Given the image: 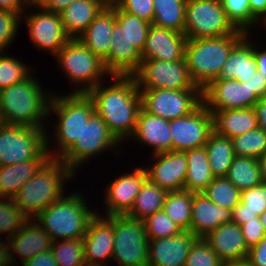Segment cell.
Returning <instances> with one entry per match:
<instances>
[{"label":"cell","instance_id":"7c38bea8","mask_svg":"<svg viewBox=\"0 0 266 266\" xmlns=\"http://www.w3.org/2000/svg\"><path fill=\"white\" fill-rule=\"evenodd\" d=\"M141 107L148 113L166 120L189 115L202 103V89H143Z\"/></svg>","mask_w":266,"mask_h":266},{"label":"cell","instance_id":"ee69618b","mask_svg":"<svg viewBox=\"0 0 266 266\" xmlns=\"http://www.w3.org/2000/svg\"><path fill=\"white\" fill-rule=\"evenodd\" d=\"M27 220L11 198L0 197V235L14 236Z\"/></svg>","mask_w":266,"mask_h":266},{"label":"cell","instance_id":"4dcf8cb0","mask_svg":"<svg viewBox=\"0 0 266 266\" xmlns=\"http://www.w3.org/2000/svg\"><path fill=\"white\" fill-rule=\"evenodd\" d=\"M187 159V173L184 189L202 193L214 180L209 157L204 146L183 151Z\"/></svg>","mask_w":266,"mask_h":266},{"label":"cell","instance_id":"4fadbf2b","mask_svg":"<svg viewBox=\"0 0 266 266\" xmlns=\"http://www.w3.org/2000/svg\"><path fill=\"white\" fill-rule=\"evenodd\" d=\"M34 8L37 11H33ZM22 21L35 49L49 52L51 56H55L71 39L65 32L60 14L47 11L42 6H28L21 15Z\"/></svg>","mask_w":266,"mask_h":266},{"label":"cell","instance_id":"db71d44e","mask_svg":"<svg viewBox=\"0 0 266 266\" xmlns=\"http://www.w3.org/2000/svg\"><path fill=\"white\" fill-rule=\"evenodd\" d=\"M258 217L255 212L245 209V205L241 202L231 211V222L239 226Z\"/></svg>","mask_w":266,"mask_h":266},{"label":"cell","instance_id":"bcb514c9","mask_svg":"<svg viewBox=\"0 0 266 266\" xmlns=\"http://www.w3.org/2000/svg\"><path fill=\"white\" fill-rule=\"evenodd\" d=\"M224 262L204 238H198L186 257L184 266H224Z\"/></svg>","mask_w":266,"mask_h":266},{"label":"cell","instance_id":"2644e50d","mask_svg":"<svg viewBox=\"0 0 266 266\" xmlns=\"http://www.w3.org/2000/svg\"><path fill=\"white\" fill-rule=\"evenodd\" d=\"M262 27H264V28H262V30L266 29V22L262 25Z\"/></svg>","mask_w":266,"mask_h":266},{"label":"cell","instance_id":"e0dca14e","mask_svg":"<svg viewBox=\"0 0 266 266\" xmlns=\"http://www.w3.org/2000/svg\"><path fill=\"white\" fill-rule=\"evenodd\" d=\"M145 166L135 167L134 170L112 178L104 189L105 216L125 215L133 207L136 196L142 184L147 179Z\"/></svg>","mask_w":266,"mask_h":266},{"label":"cell","instance_id":"c3c4849f","mask_svg":"<svg viewBox=\"0 0 266 266\" xmlns=\"http://www.w3.org/2000/svg\"><path fill=\"white\" fill-rule=\"evenodd\" d=\"M240 202L245 209L255 212L258 216L266 210V184L241 191Z\"/></svg>","mask_w":266,"mask_h":266},{"label":"cell","instance_id":"3957f363","mask_svg":"<svg viewBox=\"0 0 266 266\" xmlns=\"http://www.w3.org/2000/svg\"><path fill=\"white\" fill-rule=\"evenodd\" d=\"M76 174L61 158L49 157L12 198L14 204L28 218H36L52 202L62 198L67 181Z\"/></svg>","mask_w":266,"mask_h":266},{"label":"cell","instance_id":"9a60e30c","mask_svg":"<svg viewBox=\"0 0 266 266\" xmlns=\"http://www.w3.org/2000/svg\"><path fill=\"white\" fill-rule=\"evenodd\" d=\"M213 131V114L202 103L189 115L170 120L172 151L205 146Z\"/></svg>","mask_w":266,"mask_h":266},{"label":"cell","instance_id":"2e32d148","mask_svg":"<svg viewBox=\"0 0 266 266\" xmlns=\"http://www.w3.org/2000/svg\"><path fill=\"white\" fill-rule=\"evenodd\" d=\"M203 104L213 114L219 110L254 107L260 99L246 82L217 78L202 90Z\"/></svg>","mask_w":266,"mask_h":266},{"label":"cell","instance_id":"be15d7a7","mask_svg":"<svg viewBox=\"0 0 266 266\" xmlns=\"http://www.w3.org/2000/svg\"><path fill=\"white\" fill-rule=\"evenodd\" d=\"M262 183L266 184V153L258 159Z\"/></svg>","mask_w":266,"mask_h":266},{"label":"cell","instance_id":"cb8c5ba5","mask_svg":"<svg viewBox=\"0 0 266 266\" xmlns=\"http://www.w3.org/2000/svg\"><path fill=\"white\" fill-rule=\"evenodd\" d=\"M138 144L149 147L151 154L172 151L170 121L146 112L138 113L136 128L130 137Z\"/></svg>","mask_w":266,"mask_h":266},{"label":"cell","instance_id":"f907efd6","mask_svg":"<svg viewBox=\"0 0 266 266\" xmlns=\"http://www.w3.org/2000/svg\"><path fill=\"white\" fill-rule=\"evenodd\" d=\"M246 245L251 248L257 245L266 235L259 217L240 225Z\"/></svg>","mask_w":266,"mask_h":266},{"label":"cell","instance_id":"d6a6232c","mask_svg":"<svg viewBox=\"0 0 266 266\" xmlns=\"http://www.w3.org/2000/svg\"><path fill=\"white\" fill-rule=\"evenodd\" d=\"M166 194L167 191L165 189L160 188L147 178L136 196L133 207L126 215L140 221L145 220L155 212L163 209Z\"/></svg>","mask_w":266,"mask_h":266},{"label":"cell","instance_id":"484cf974","mask_svg":"<svg viewBox=\"0 0 266 266\" xmlns=\"http://www.w3.org/2000/svg\"><path fill=\"white\" fill-rule=\"evenodd\" d=\"M229 222L230 210L214 204L203 193H193L190 232L198 238H204L220 225Z\"/></svg>","mask_w":266,"mask_h":266},{"label":"cell","instance_id":"83f0119b","mask_svg":"<svg viewBox=\"0 0 266 266\" xmlns=\"http://www.w3.org/2000/svg\"><path fill=\"white\" fill-rule=\"evenodd\" d=\"M115 23V7H106L90 23L78 40L103 61L108 56L112 44L111 37Z\"/></svg>","mask_w":266,"mask_h":266},{"label":"cell","instance_id":"8d00e7d4","mask_svg":"<svg viewBox=\"0 0 266 266\" xmlns=\"http://www.w3.org/2000/svg\"><path fill=\"white\" fill-rule=\"evenodd\" d=\"M226 178L240 191L262 184L257 158L235 156Z\"/></svg>","mask_w":266,"mask_h":266},{"label":"cell","instance_id":"d6986e66","mask_svg":"<svg viewBox=\"0 0 266 266\" xmlns=\"http://www.w3.org/2000/svg\"><path fill=\"white\" fill-rule=\"evenodd\" d=\"M153 162L145 167L147 178L167 192L184 189L187 159L184 152L167 151L150 155Z\"/></svg>","mask_w":266,"mask_h":266},{"label":"cell","instance_id":"9c48e42d","mask_svg":"<svg viewBox=\"0 0 266 266\" xmlns=\"http://www.w3.org/2000/svg\"><path fill=\"white\" fill-rule=\"evenodd\" d=\"M123 144L109 131L108 126L95 112L84 126L82 135L74 145L61 157L65 164L77 174L79 168L96 156L110 151L115 155L120 153ZM112 149V150H111ZM117 150V151H116ZM84 163V164H83ZM83 165V166H82ZM78 169V170H77Z\"/></svg>","mask_w":266,"mask_h":266},{"label":"cell","instance_id":"30bf717a","mask_svg":"<svg viewBox=\"0 0 266 266\" xmlns=\"http://www.w3.org/2000/svg\"><path fill=\"white\" fill-rule=\"evenodd\" d=\"M238 31L220 0H187L184 28L187 39L227 36Z\"/></svg>","mask_w":266,"mask_h":266},{"label":"cell","instance_id":"7402d4cb","mask_svg":"<svg viewBox=\"0 0 266 266\" xmlns=\"http://www.w3.org/2000/svg\"><path fill=\"white\" fill-rule=\"evenodd\" d=\"M186 41L187 37L184 33L151 25L141 53L142 60H183Z\"/></svg>","mask_w":266,"mask_h":266},{"label":"cell","instance_id":"89a4df30","mask_svg":"<svg viewBox=\"0 0 266 266\" xmlns=\"http://www.w3.org/2000/svg\"><path fill=\"white\" fill-rule=\"evenodd\" d=\"M5 124L4 120H3V116H2V112H1V107H0V127L3 126Z\"/></svg>","mask_w":266,"mask_h":266},{"label":"cell","instance_id":"f546056e","mask_svg":"<svg viewBox=\"0 0 266 266\" xmlns=\"http://www.w3.org/2000/svg\"><path fill=\"white\" fill-rule=\"evenodd\" d=\"M213 118L214 131L230 139L258 128L253 107L215 111Z\"/></svg>","mask_w":266,"mask_h":266},{"label":"cell","instance_id":"94428289","mask_svg":"<svg viewBox=\"0 0 266 266\" xmlns=\"http://www.w3.org/2000/svg\"><path fill=\"white\" fill-rule=\"evenodd\" d=\"M253 108L258 120V127L266 132V97L259 99Z\"/></svg>","mask_w":266,"mask_h":266},{"label":"cell","instance_id":"603a6c76","mask_svg":"<svg viewBox=\"0 0 266 266\" xmlns=\"http://www.w3.org/2000/svg\"><path fill=\"white\" fill-rule=\"evenodd\" d=\"M9 241L13 266H18L17 263L23 264L41 252L50 251L53 244L50 235L35 219H28ZM16 255L20 262H16L19 261Z\"/></svg>","mask_w":266,"mask_h":266},{"label":"cell","instance_id":"7dc6e473","mask_svg":"<svg viewBox=\"0 0 266 266\" xmlns=\"http://www.w3.org/2000/svg\"><path fill=\"white\" fill-rule=\"evenodd\" d=\"M21 16L16 13L0 10V52L7 50L18 37Z\"/></svg>","mask_w":266,"mask_h":266},{"label":"cell","instance_id":"277c9868","mask_svg":"<svg viewBox=\"0 0 266 266\" xmlns=\"http://www.w3.org/2000/svg\"><path fill=\"white\" fill-rule=\"evenodd\" d=\"M32 74L0 90V107L5 124L47 128L49 103L54 91L44 88L40 79Z\"/></svg>","mask_w":266,"mask_h":266},{"label":"cell","instance_id":"6125c7cd","mask_svg":"<svg viewBox=\"0 0 266 266\" xmlns=\"http://www.w3.org/2000/svg\"><path fill=\"white\" fill-rule=\"evenodd\" d=\"M75 1L77 0H45L41 6L47 11L60 13Z\"/></svg>","mask_w":266,"mask_h":266},{"label":"cell","instance_id":"b9f144b4","mask_svg":"<svg viewBox=\"0 0 266 266\" xmlns=\"http://www.w3.org/2000/svg\"><path fill=\"white\" fill-rule=\"evenodd\" d=\"M6 53L0 52V90L23 81L33 71L31 70L33 66Z\"/></svg>","mask_w":266,"mask_h":266},{"label":"cell","instance_id":"f5cc1de1","mask_svg":"<svg viewBox=\"0 0 266 266\" xmlns=\"http://www.w3.org/2000/svg\"><path fill=\"white\" fill-rule=\"evenodd\" d=\"M246 82L254 93L261 99L266 97V75H263L261 72L257 71L254 76L248 80H243Z\"/></svg>","mask_w":266,"mask_h":266},{"label":"cell","instance_id":"f35d334b","mask_svg":"<svg viewBox=\"0 0 266 266\" xmlns=\"http://www.w3.org/2000/svg\"><path fill=\"white\" fill-rule=\"evenodd\" d=\"M214 204L232 211L241 199V191L226 177H216L202 192Z\"/></svg>","mask_w":266,"mask_h":266},{"label":"cell","instance_id":"ac0fdd59","mask_svg":"<svg viewBox=\"0 0 266 266\" xmlns=\"http://www.w3.org/2000/svg\"><path fill=\"white\" fill-rule=\"evenodd\" d=\"M98 211L84 235V253L87 266H108L113 257V215L103 216ZM107 265H106V262ZM105 263V264H104Z\"/></svg>","mask_w":266,"mask_h":266},{"label":"cell","instance_id":"ba28073f","mask_svg":"<svg viewBox=\"0 0 266 266\" xmlns=\"http://www.w3.org/2000/svg\"><path fill=\"white\" fill-rule=\"evenodd\" d=\"M47 129L12 124L1 126L0 166L14 165L32 159H48Z\"/></svg>","mask_w":266,"mask_h":266},{"label":"cell","instance_id":"816d5d0a","mask_svg":"<svg viewBox=\"0 0 266 266\" xmlns=\"http://www.w3.org/2000/svg\"><path fill=\"white\" fill-rule=\"evenodd\" d=\"M247 260L253 266H266V235L257 245L249 248Z\"/></svg>","mask_w":266,"mask_h":266},{"label":"cell","instance_id":"03108f58","mask_svg":"<svg viewBox=\"0 0 266 266\" xmlns=\"http://www.w3.org/2000/svg\"><path fill=\"white\" fill-rule=\"evenodd\" d=\"M100 1L105 7L112 8L118 6L122 0H100Z\"/></svg>","mask_w":266,"mask_h":266},{"label":"cell","instance_id":"1f68e13d","mask_svg":"<svg viewBox=\"0 0 266 266\" xmlns=\"http://www.w3.org/2000/svg\"><path fill=\"white\" fill-rule=\"evenodd\" d=\"M47 159H32L14 165L0 166V197L13 198Z\"/></svg>","mask_w":266,"mask_h":266},{"label":"cell","instance_id":"681fc988","mask_svg":"<svg viewBox=\"0 0 266 266\" xmlns=\"http://www.w3.org/2000/svg\"><path fill=\"white\" fill-rule=\"evenodd\" d=\"M117 7L152 24L154 18L153 0H122Z\"/></svg>","mask_w":266,"mask_h":266},{"label":"cell","instance_id":"9f6ffc18","mask_svg":"<svg viewBox=\"0 0 266 266\" xmlns=\"http://www.w3.org/2000/svg\"><path fill=\"white\" fill-rule=\"evenodd\" d=\"M249 8L252 17L263 25L266 22V0H249Z\"/></svg>","mask_w":266,"mask_h":266},{"label":"cell","instance_id":"4316f807","mask_svg":"<svg viewBox=\"0 0 266 266\" xmlns=\"http://www.w3.org/2000/svg\"><path fill=\"white\" fill-rule=\"evenodd\" d=\"M246 33L233 47L228 60L224 64L219 78L248 80L257 72L256 59L254 57V38Z\"/></svg>","mask_w":266,"mask_h":266},{"label":"cell","instance_id":"52a82bcc","mask_svg":"<svg viewBox=\"0 0 266 266\" xmlns=\"http://www.w3.org/2000/svg\"><path fill=\"white\" fill-rule=\"evenodd\" d=\"M54 58L57 67L74 86L69 94H87L110 77L103 61L78 39H70Z\"/></svg>","mask_w":266,"mask_h":266},{"label":"cell","instance_id":"8fae6325","mask_svg":"<svg viewBox=\"0 0 266 266\" xmlns=\"http://www.w3.org/2000/svg\"><path fill=\"white\" fill-rule=\"evenodd\" d=\"M114 248L111 263L118 266H147L149 240L144 222L113 215Z\"/></svg>","mask_w":266,"mask_h":266},{"label":"cell","instance_id":"6f0895ef","mask_svg":"<svg viewBox=\"0 0 266 266\" xmlns=\"http://www.w3.org/2000/svg\"><path fill=\"white\" fill-rule=\"evenodd\" d=\"M25 0H0V10L10 11L21 16L27 8Z\"/></svg>","mask_w":266,"mask_h":266},{"label":"cell","instance_id":"003e7915","mask_svg":"<svg viewBox=\"0 0 266 266\" xmlns=\"http://www.w3.org/2000/svg\"><path fill=\"white\" fill-rule=\"evenodd\" d=\"M27 6H41L45 0H25Z\"/></svg>","mask_w":266,"mask_h":266},{"label":"cell","instance_id":"8992f818","mask_svg":"<svg viewBox=\"0 0 266 266\" xmlns=\"http://www.w3.org/2000/svg\"><path fill=\"white\" fill-rule=\"evenodd\" d=\"M245 34V31L239 30L227 36L187 39L184 58L196 86L203 90L211 81L219 78L231 50Z\"/></svg>","mask_w":266,"mask_h":266},{"label":"cell","instance_id":"91938a15","mask_svg":"<svg viewBox=\"0 0 266 266\" xmlns=\"http://www.w3.org/2000/svg\"><path fill=\"white\" fill-rule=\"evenodd\" d=\"M4 239L0 237V266H13L11 260L10 241L7 237Z\"/></svg>","mask_w":266,"mask_h":266},{"label":"cell","instance_id":"ab89813d","mask_svg":"<svg viewBox=\"0 0 266 266\" xmlns=\"http://www.w3.org/2000/svg\"><path fill=\"white\" fill-rule=\"evenodd\" d=\"M51 251L57 266H87L82 238L53 241Z\"/></svg>","mask_w":266,"mask_h":266},{"label":"cell","instance_id":"44dd1931","mask_svg":"<svg viewBox=\"0 0 266 266\" xmlns=\"http://www.w3.org/2000/svg\"><path fill=\"white\" fill-rule=\"evenodd\" d=\"M197 239L192 232L182 231L173 237L149 240L147 266H184Z\"/></svg>","mask_w":266,"mask_h":266},{"label":"cell","instance_id":"e575fe53","mask_svg":"<svg viewBox=\"0 0 266 266\" xmlns=\"http://www.w3.org/2000/svg\"><path fill=\"white\" fill-rule=\"evenodd\" d=\"M187 0H153L152 25L184 33Z\"/></svg>","mask_w":266,"mask_h":266},{"label":"cell","instance_id":"11a10c76","mask_svg":"<svg viewBox=\"0 0 266 266\" xmlns=\"http://www.w3.org/2000/svg\"><path fill=\"white\" fill-rule=\"evenodd\" d=\"M22 266H57L53 252L45 251L25 261Z\"/></svg>","mask_w":266,"mask_h":266},{"label":"cell","instance_id":"60d3db41","mask_svg":"<svg viewBox=\"0 0 266 266\" xmlns=\"http://www.w3.org/2000/svg\"><path fill=\"white\" fill-rule=\"evenodd\" d=\"M231 140L235 156L259 159L266 153V132L259 127Z\"/></svg>","mask_w":266,"mask_h":266},{"label":"cell","instance_id":"7a4b0ae2","mask_svg":"<svg viewBox=\"0 0 266 266\" xmlns=\"http://www.w3.org/2000/svg\"><path fill=\"white\" fill-rule=\"evenodd\" d=\"M57 93L53 92L49 103L48 118L53 117L52 114L55 118L48 124L53 127L47 125L54 133L46 130V149L51 158H61L80 139L84 126L94 113L93 102L87 94Z\"/></svg>","mask_w":266,"mask_h":266},{"label":"cell","instance_id":"5bb4252c","mask_svg":"<svg viewBox=\"0 0 266 266\" xmlns=\"http://www.w3.org/2000/svg\"><path fill=\"white\" fill-rule=\"evenodd\" d=\"M139 90L143 89H201L192 81L185 58L178 61L142 60L134 75Z\"/></svg>","mask_w":266,"mask_h":266},{"label":"cell","instance_id":"6da1fadb","mask_svg":"<svg viewBox=\"0 0 266 266\" xmlns=\"http://www.w3.org/2000/svg\"><path fill=\"white\" fill-rule=\"evenodd\" d=\"M110 77L107 83L111 81V84L103 81L87 95L93 102L94 112L122 144L130 140L135 131L141 95L134 76Z\"/></svg>","mask_w":266,"mask_h":266},{"label":"cell","instance_id":"7bdbcfd3","mask_svg":"<svg viewBox=\"0 0 266 266\" xmlns=\"http://www.w3.org/2000/svg\"><path fill=\"white\" fill-rule=\"evenodd\" d=\"M228 19L233 25L246 33L253 35V30L259 23L252 17L249 0H220ZM257 24V25H256ZM251 29V30H250ZM252 31V32H251Z\"/></svg>","mask_w":266,"mask_h":266},{"label":"cell","instance_id":"a7ac6f4b","mask_svg":"<svg viewBox=\"0 0 266 266\" xmlns=\"http://www.w3.org/2000/svg\"><path fill=\"white\" fill-rule=\"evenodd\" d=\"M259 219L262 223V225L264 226V229L266 231V210L263 211L260 215H259Z\"/></svg>","mask_w":266,"mask_h":266},{"label":"cell","instance_id":"f6af8a7d","mask_svg":"<svg viewBox=\"0 0 266 266\" xmlns=\"http://www.w3.org/2000/svg\"><path fill=\"white\" fill-rule=\"evenodd\" d=\"M143 222L148 240L173 237L182 232L180 227L168 217L163 209L155 212Z\"/></svg>","mask_w":266,"mask_h":266},{"label":"cell","instance_id":"d590c367","mask_svg":"<svg viewBox=\"0 0 266 266\" xmlns=\"http://www.w3.org/2000/svg\"><path fill=\"white\" fill-rule=\"evenodd\" d=\"M193 192L182 189L167 192L163 211L182 231H190Z\"/></svg>","mask_w":266,"mask_h":266},{"label":"cell","instance_id":"f1b7e54d","mask_svg":"<svg viewBox=\"0 0 266 266\" xmlns=\"http://www.w3.org/2000/svg\"><path fill=\"white\" fill-rule=\"evenodd\" d=\"M105 8L100 0H77L72 2L59 13L65 32L71 39H78Z\"/></svg>","mask_w":266,"mask_h":266},{"label":"cell","instance_id":"680465c9","mask_svg":"<svg viewBox=\"0 0 266 266\" xmlns=\"http://www.w3.org/2000/svg\"><path fill=\"white\" fill-rule=\"evenodd\" d=\"M254 37V57L256 59L257 71L261 72L263 75H266V47H261L258 45V39Z\"/></svg>","mask_w":266,"mask_h":266},{"label":"cell","instance_id":"5b68a950","mask_svg":"<svg viewBox=\"0 0 266 266\" xmlns=\"http://www.w3.org/2000/svg\"><path fill=\"white\" fill-rule=\"evenodd\" d=\"M75 191L52 202L34 218L53 241L83 238L98 213L91 209L81 190Z\"/></svg>","mask_w":266,"mask_h":266},{"label":"cell","instance_id":"d4e9b609","mask_svg":"<svg viewBox=\"0 0 266 266\" xmlns=\"http://www.w3.org/2000/svg\"><path fill=\"white\" fill-rule=\"evenodd\" d=\"M204 239L224 263L247 259L249 247L241 227L236 223L222 224Z\"/></svg>","mask_w":266,"mask_h":266},{"label":"cell","instance_id":"ffe728a7","mask_svg":"<svg viewBox=\"0 0 266 266\" xmlns=\"http://www.w3.org/2000/svg\"><path fill=\"white\" fill-rule=\"evenodd\" d=\"M108 56L103 60L105 70L110 76H134L142 62L141 53L131 44L116 22L111 37Z\"/></svg>","mask_w":266,"mask_h":266},{"label":"cell","instance_id":"74e56055","mask_svg":"<svg viewBox=\"0 0 266 266\" xmlns=\"http://www.w3.org/2000/svg\"><path fill=\"white\" fill-rule=\"evenodd\" d=\"M116 22L123 28L124 35L131 44L142 53L151 23L137 16L123 11L115 6Z\"/></svg>","mask_w":266,"mask_h":266},{"label":"cell","instance_id":"836d02e7","mask_svg":"<svg viewBox=\"0 0 266 266\" xmlns=\"http://www.w3.org/2000/svg\"><path fill=\"white\" fill-rule=\"evenodd\" d=\"M204 147L214 177H226L235 157L232 140L213 131Z\"/></svg>","mask_w":266,"mask_h":266},{"label":"cell","instance_id":"e7e4bbea","mask_svg":"<svg viewBox=\"0 0 266 266\" xmlns=\"http://www.w3.org/2000/svg\"><path fill=\"white\" fill-rule=\"evenodd\" d=\"M224 266H253L247 259L225 263Z\"/></svg>","mask_w":266,"mask_h":266}]
</instances>
